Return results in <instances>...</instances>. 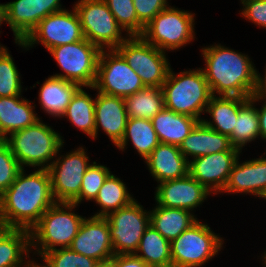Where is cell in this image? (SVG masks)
I'll use <instances>...</instances> for the list:
<instances>
[{
    "label": "cell",
    "instance_id": "cell-1",
    "mask_svg": "<svg viewBox=\"0 0 266 267\" xmlns=\"http://www.w3.org/2000/svg\"><path fill=\"white\" fill-rule=\"evenodd\" d=\"M24 169L0 196V219L10 228L30 231L56 201L48 170L26 174Z\"/></svg>",
    "mask_w": 266,
    "mask_h": 267
},
{
    "label": "cell",
    "instance_id": "cell-2",
    "mask_svg": "<svg viewBox=\"0 0 266 267\" xmlns=\"http://www.w3.org/2000/svg\"><path fill=\"white\" fill-rule=\"evenodd\" d=\"M202 68L212 95L250 98L255 88L256 68L248 55L221 44L201 49Z\"/></svg>",
    "mask_w": 266,
    "mask_h": 267
},
{
    "label": "cell",
    "instance_id": "cell-3",
    "mask_svg": "<svg viewBox=\"0 0 266 267\" xmlns=\"http://www.w3.org/2000/svg\"><path fill=\"white\" fill-rule=\"evenodd\" d=\"M77 205L73 202H55L40 217L30 230L31 251L42 256L45 252L69 248L85 219L75 213ZM74 209V210H73Z\"/></svg>",
    "mask_w": 266,
    "mask_h": 267
},
{
    "label": "cell",
    "instance_id": "cell-4",
    "mask_svg": "<svg viewBox=\"0 0 266 267\" xmlns=\"http://www.w3.org/2000/svg\"><path fill=\"white\" fill-rule=\"evenodd\" d=\"M62 138L51 126L38 120L32 126L13 132L4 141L22 168L48 169L64 147Z\"/></svg>",
    "mask_w": 266,
    "mask_h": 267
},
{
    "label": "cell",
    "instance_id": "cell-5",
    "mask_svg": "<svg viewBox=\"0 0 266 267\" xmlns=\"http://www.w3.org/2000/svg\"><path fill=\"white\" fill-rule=\"evenodd\" d=\"M161 89L165 108L199 121L203 119L201 115L205 114L213 96L202 68L181 71L179 74H175L170 68Z\"/></svg>",
    "mask_w": 266,
    "mask_h": 267
},
{
    "label": "cell",
    "instance_id": "cell-6",
    "mask_svg": "<svg viewBox=\"0 0 266 267\" xmlns=\"http://www.w3.org/2000/svg\"><path fill=\"white\" fill-rule=\"evenodd\" d=\"M194 16L169 5L145 26L141 36L161 51H176L195 39Z\"/></svg>",
    "mask_w": 266,
    "mask_h": 267
},
{
    "label": "cell",
    "instance_id": "cell-7",
    "mask_svg": "<svg viewBox=\"0 0 266 267\" xmlns=\"http://www.w3.org/2000/svg\"><path fill=\"white\" fill-rule=\"evenodd\" d=\"M224 239L202 221L170 242L172 267H202L222 250Z\"/></svg>",
    "mask_w": 266,
    "mask_h": 267
},
{
    "label": "cell",
    "instance_id": "cell-8",
    "mask_svg": "<svg viewBox=\"0 0 266 267\" xmlns=\"http://www.w3.org/2000/svg\"><path fill=\"white\" fill-rule=\"evenodd\" d=\"M63 73L52 76L78 84L80 87H93L101 49L83 39L71 44L56 46L48 50Z\"/></svg>",
    "mask_w": 266,
    "mask_h": 267
},
{
    "label": "cell",
    "instance_id": "cell-9",
    "mask_svg": "<svg viewBox=\"0 0 266 267\" xmlns=\"http://www.w3.org/2000/svg\"><path fill=\"white\" fill-rule=\"evenodd\" d=\"M75 10L80 18L84 38L101 50L116 49L129 36H122L124 30L104 0H78Z\"/></svg>",
    "mask_w": 266,
    "mask_h": 267
},
{
    "label": "cell",
    "instance_id": "cell-10",
    "mask_svg": "<svg viewBox=\"0 0 266 267\" xmlns=\"http://www.w3.org/2000/svg\"><path fill=\"white\" fill-rule=\"evenodd\" d=\"M116 50L139 75L144 86L162 87L171 68L166 52L149 44L142 36H129Z\"/></svg>",
    "mask_w": 266,
    "mask_h": 267
},
{
    "label": "cell",
    "instance_id": "cell-11",
    "mask_svg": "<svg viewBox=\"0 0 266 267\" xmlns=\"http://www.w3.org/2000/svg\"><path fill=\"white\" fill-rule=\"evenodd\" d=\"M139 75L116 49L101 50L93 87L103 94L125 98L144 88Z\"/></svg>",
    "mask_w": 266,
    "mask_h": 267
},
{
    "label": "cell",
    "instance_id": "cell-12",
    "mask_svg": "<svg viewBox=\"0 0 266 267\" xmlns=\"http://www.w3.org/2000/svg\"><path fill=\"white\" fill-rule=\"evenodd\" d=\"M62 10L48 15L30 32L23 41H15L16 45L29 50L41 43L49 50L56 46L71 44L84 39L80 18L75 8Z\"/></svg>",
    "mask_w": 266,
    "mask_h": 267
},
{
    "label": "cell",
    "instance_id": "cell-13",
    "mask_svg": "<svg viewBox=\"0 0 266 267\" xmlns=\"http://www.w3.org/2000/svg\"><path fill=\"white\" fill-rule=\"evenodd\" d=\"M105 218L109 223L114 255L134 254L150 225L149 211L144 210V207L134 200L128 206L109 213Z\"/></svg>",
    "mask_w": 266,
    "mask_h": 267
},
{
    "label": "cell",
    "instance_id": "cell-14",
    "mask_svg": "<svg viewBox=\"0 0 266 267\" xmlns=\"http://www.w3.org/2000/svg\"><path fill=\"white\" fill-rule=\"evenodd\" d=\"M84 147L57 155L47 169L56 202H72L79 194L85 171L91 166Z\"/></svg>",
    "mask_w": 266,
    "mask_h": 267
},
{
    "label": "cell",
    "instance_id": "cell-15",
    "mask_svg": "<svg viewBox=\"0 0 266 267\" xmlns=\"http://www.w3.org/2000/svg\"><path fill=\"white\" fill-rule=\"evenodd\" d=\"M240 153L233 147L229 151L197 157L189 161L188 173L212 194H221Z\"/></svg>",
    "mask_w": 266,
    "mask_h": 267
},
{
    "label": "cell",
    "instance_id": "cell-16",
    "mask_svg": "<svg viewBox=\"0 0 266 267\" xmlns=\"http://www.w3.org/2000/svg\"><path fill=\"white\" fill-rule=\"evenodd\" d=\"M210 194L205 186L188 173L182 178L158 183L154 198L158 206L191 212L202 205Z\"/></svg>",
    "mask_w": 266,
    "mask_h": 267
},
{
    "label": "cell",
    "instance_id": "cell-17",
    "mask_svg": "<svg viewBox=\"0 0 266 267\" xmlns=\"http://www.w3.org/2000/svg\"><path fill=\"white\" fill-rule=\"evenodd\" d=\"M69 248L99 263L108 262L114 256V251L107 219L85 217Z\"/></svg>",
    "mask_w": 266,
    "mask_h": 267
},
{
    "label": "cell",
    "instance_id": "cell-18",
    "mask_svg": "<svg viewBox=\"0 0 266 267\" xmlns=\"http://www.w3.org/2000/svg\"><path fill=\"white\" fill-rule=\"evenodd\" d=\"M259 158L234 163L227 184L221 192L249 194L266 200V151Z\"/></svg>",
    "mask_w": 266,
    "mask_h": 267
},
{
    "label": "cell",
    "instance_id": "cell-19",
    "mask_svg": "<svg viewBox=\"0 0 266 267\" xmlns=\"http://www.w3.org/2000/svg\"><path fill=\"white\" fill-rule=\"evenodd\" d=\"M128 114L124 98L111 96L97 91L95 96V140L99 128L117 146L125 133Z\"/></svg>",
    "mask_w": 266,
    "mask_h": 267
},
{
    "label": "cell",
    "instance_id": "cell-20",
    "mask_svg": "<svg viewBox=\"0 0 266 267\" xmlns=\"http://www.w3.org/2000/svg\"><path fill=\"white\" fill-rule=\"evenodd\" d=\"M144 162L157 183L188 174L189 162L176 145L160 143Z\"/></svg>",
    "mask_w": 266,
    "mask_h": 267
},
{
    "label": "cell",
    "instance_id": "cell-21",
    "mask_svg": "<svg viewBox=\"0 0 266 267\" xmlns=\"http://www.w3.org/2000/svg\"><path fill=\"white\" fill-rule=\"evenodd\" d=\"M233 147L230 137L212 130L199 121L180 144L179 150L189 162L200 156L229 151Z\"/></svg>",
    "mask_w": 266,
    "mask_h": 267
},
{
    "label": "cell",
    "instance_id": "cell-22",
    "mask_svg": "<svg viewBox=\"0 0 266 267\" xmlns=\"http://www.w3.org/2000/svg\"><path fill=\"white\" fill-rule=\"evenodd\" d=\"M32 103L22 96L0 97V134L4 139L41 119Z\"/></svg>",
    "mask_w": 266,
    "mask_h": 267
},
{
    "label": "cell",
    "instance_id": "cell-23",
    "mask_svg": "<svg viewBox=\"0 0 266 267\" xmlns=\"http://www.w3.org/2000/svg\"><path fill=\"white\" fill-rule=\"evenodd\" d=\"M246 97L237 96H212L205 113L211 116L201 121L223 135L230 136L237 122L239 108L248 100Z\"/></svg>",
    "mask_w": 266,
    "mask_h": 267
},
{
    "label": "cell",
    "instance_id": "cell-24",
    "mask_svg": "<svg viewBox=\"0 0 266 267\" xmlns=\"http://www.w3.org/2000/svg\"><path fill=\"white\" fill-rule=\"evenodd\" d=\"M38 102L41 109L52 117L61 118L75 92L80 88L76 83L50 76L41 84Z\"/></svg>",
    "mask_w": 266,
    "mask_h": 267
},
{
    "label": "cell",
    "instance_id": "cell-25",
    "mask_svg": "<svg viewBox=\"0 0 266 267\" xmlns=\"http://www.w3.org/2000/svg\"><path fill=\"white\" fill-rule=\"evenodd\" d=\"M151 122L160 143L180 146L199 120L164 107Z\"/></svg>",
    "mask_w": 266,
    "mask_h": 267
},
{
    "label": "cell",
    "instance_id": "cell-26",
    "mask_svg": "<svg viewBox=\"0 0 266 267\" xmlns=\"http://www.w3.org/2000/svg\"><path fill=\"white\" fill-rule=\"evenodd\" d=\"M30 253V231L10 228L0 238V267H34Z\"/></svg>",
    "mask_w": 266,
    "mask_h": 267
},
{
    "label": "cell",
    "instance_id": "cell-27",
    "mask_svg": "<svg viewBox=\"0 0 266 267\" xmlns=\"http://www.w3.org/2000/svg\"><path fill=\"white\" fill-rule=\"evenodd\" d=\"M149 216L150 225L170 242L198 221L193 212L158 205L149 210Z\"/></svg>",
    "mask_w": 266,
    "mask_h": 267
},
{
    "label": "cell",
    "instance_id": "cell-28",
    "mask_svg": "<svg viewBox=\"0 0 266 267\" xmlns=\"http://www.w3.org/2000/svg\"><path fill=\"white\" fill-rule=\"evenodd\" d=\"M2 7L4 22L13 31L15 41H23L38 25L37 0H15Z\"/></svg>",
    "mask_w": 266,
    "mask_h": 267
},
{
    "label": "cell",
    "instance_id": "cell-29",
    "mask_svg": "<svg viewBox=\"0 0 266 267\" xmlns=\"http://www.w3.org/2000/svg\"><path fill=\"white\" fill-rule=\"evenodd\" d=\"M129 141L143 160L160 144L151 120L142 118H128L124 136L116 147L124 151Z\"/></svg>",
    "mask_w": 266,
    "mask_h": 267
},
{
    "label": "cell",
    "instance_id": "cell-30",
    "mask_svg": "<svg viewBox=\"0 0 266 267\" xmlns=\"http://www.w3.org/2000/svg\"><path fill=\"white\" fill-rule=\"evenodd\" d=\"M83 88L80 87L75 92L61 118H68L75 128L95 139V98Z\"/></svg>",
    "mask_w": 266,
    "mask_h": 267
},
{
    "label": "cell",
    "instance_id": "cell-31",
    "mask_svg": "<svg viewBox=\"0 0 266 267\" xmlns=\"http://www.w3.org/2000/svg\"><path fill=\"white\" fill-rule=\"evenodd\" d=\"M134 255L150 267H172L170 241L151 225L145 230Z\"/></svg>",
    "mask_w": 266,
    "mask_h": 267
},
{
    "label": "cell",
    "instance_id": "cell-32",
    "mask_svg": "<svg viewBox=\"0 0 266 267\" xmlns=\"http://www.w3.org/2000/svg\"><path fill=\"white\" fill-rule=\"evenodd\" d=\"M127 189L123 180L110 173L93 200L101 209L92 216L106 217L109 213L131 204L135 198Z\"/></svg>",
    "mask_w": 266,
    "mask_h": 267
},
{
    "label": "cell",
    "instance_id": "cell-33",
    "mask_svg": "<svg viewBox=\"0 0 266 267\" xmlns=\"http://www.w3.org/2000/svg\"><path fill=\"white\" fill-rule=\"evenodd\" d=\"M124 101L128 118L151 120L165 107L162 89L158 87L145 86Z\"/></svg>",
    "mask_w": 266,
    "mask_h": 267
},
{
    "label": "cell",
    "instance_id": "cell-34",
    "mask_svg": "<svg viewBox=\"0 0 266 267\" xmlns=\"http://www.w3.org/2000/svg\"><path fill=\"white\" fill-rule=\"evenodd\" d=\"M256 102L250 98L239 108L237 122L232 134L229 136L234 147L241 152L242 149L256 138L260 137L258 109Z\"/></svg>",
    "mask_w": 266,
    "mask_h": 267
},
{
    "label": "cell",
    "instance_id": "cell-35",
    "mask_svg": "<svg viewBox=\"0 0 266 267\" xmlns=\"http://www.w3.org/2000/svg\"><path fill=\"white\" fill-rule=\"evenodd\" d=\"M119 26L128 36H141L144 26L139 22L133 0H104Z\"/></svg>",
    "mask_w": 266,
    "mask_h": 267
},
{
    "label": "cell",
    "instance_id": "cell-36",
    "mask_svg": "<svg viewBox=\"0 0 266 267\" xmlns=\"http://www.w3.org/2000/svg\"><path fill=\"white\" fill-rule=\"evenodd\" d=\"M41 258L43 265L35 263L36 267H96L99 263L95 259L79 254L70 248L50 250L45 252Z\"/></svg>",
    "mask_w": 266,
    "mask_h": 267
},
{
    "label": "cell",
    "instance_id": "cell-37",
    "mask_svg": "<svg viewBox=\"0 0 266 267\" xmlns=\"http://www.w3.org/2000/svg\"><path fill=\"white\" fill-rule=\"evenodd\" d=\"M20 73L6 49L0 56V97L22 96Z\"/></svg>",
    "mask_w": 266,
    "mask_h": 267
},
{
    "label": "cell",
    "instance_id": "cell-38",
    "mask_svg": "<svg viewBox=\"0 0 266 267\" xmlns=\"http://www.w3.org/2000/svg\"><path fill=\"white\" fill-rule=\"evenodd\" d=\"M110 173V169L105 165L98 164L96 161L92 162L91 166L85 171L80 194L72 202L79 206L83 200H94Z\"/></svg>",
    "mask_w": 266,
    "mask_h": 267
},
{
    "label": "cell",
    "instance_id": "cell-39",
    "mask_svg": "<svg viewBox=\"0 0 266 267\" xmlns=\"http://www.w3.org/2000/svg\"><path fill=\"white\" fill-rule=\"evenodd\" d=\"M22 169L8 144L5 141L2 142L0 144V196L15 181Z\"/></svg>",
    "mask_w": 266,
    "mask_h": 267
},
{
    "label": "cell",
    "instance_id": "cell-40",
    "mask_svg": "<svg viewBox=\"0 0 266 267\" xmlns=\"http://www.w3.org/2000/svg\"><path fill=\"white\" fill-rule=\"evenodd\" d=\"M139 22L145 27L159 12L169 6L167 0H133Z\"/></svg>",
    "mask_w": 266,
    "mask_h": 267
},
{
    "label": "cell",
    "instance_id": "cell-41",
    "mask_svg": "<svg viewBox=\"0 0 266 267\" xmlns=\"http://www.w3.org/2000/svg\"><path fill=\"white\" fill-rule=\"evenodd\" d=\"M243 8L240 12L243 18L254 25L266 29V0H240Z\"/></svg>",
    "mask_w": 266,
    "mask_h": 267
},
{
    "label": "cell",
    "instance_id": "cell-42",
    "mask_svg": "<svg viewBox=\"0 0 266 267\" xmlns=\"http://www.w3.org/2000/svg\"><path fill=\"white\" fill-rule=\"evenodd\" d=\"M109 262L110 267H150L134 254L114 255Z\"/></svg>",
    "mask_w": 266,
    "mask_h": 267
},
{
    "label": "cell",
    "instance_id": "cell-43",
    "mask_svg": "<svg viewBox=\"0 0 266 267\" xmlns=\"http://www.w3.org/2000/svg\"><path fill=\"white\" fill-rule=\"evenodd\" d=\"M60 0H37L38 3V24L48 15L65 10Z\"/></svg>",
    "mask_w": 266,
    "mask_h": 267
},
{
    "label": "cell",
    "instance_id": "cell-44",
    "mask_svg": "<svg viewBox=\"0 0 266 267\" xmlns=\"http://www.w3.org/2000/svg\"><path fill=\"white\" fill-rule=\"evenodd\" d=\"M250 99L266 101V67L264 76H261L259 71L256 69L255 88Z\"/></svg>",
    "mask_w": 266,
    "mask_h": 267
},
{
    "label": "cell",
    "instance_id": "cell-45",
    "mask_svg": "<svg viewBox=\"0 0 266 267\" xmlns=\"http://www.w3.org/2000/svg\"><path fill=\"white\" fill-rule=\"evenodd\" d=\"M253 102H262L263 104L258 109V118H259V132H260V139L266 141V101L259 100V99H251Z\"/></svg>",
    "mask_w": 266,
    "mask_h": 267
},
{
    "label": "cell",
    "instance_id": "cell-46",
    "mask_svg": "<svg viewBox=\"0 0 266 267\" xmlns=\"http://www.w3.org/2000/svg\"><path fill=\"white\" fill-rule=\"evenodd\" d=\"M10 229V227L0 219V238Z\"/></svg>",
    "mask_w": 266,
    "mask_h": 267
},
{
    "label": "cell",
    "instance_id": "cell-47",
    "mask_svg": "<svg viewBox=\"0 0 266 267\" xmlns=\"http://www.w3.org/2000/svg\"><path fill=\"white\" fill-rule=\"evenodd\" d=\"M4 22V17H3V7H2V3L0 4V27Z\"/></svg>",
    "mask_w": 266,
    "mask_h": 267
},
{
    "label": "cell",
    "instance_id": "cell-48",
    "mask_svg": "<svg viewBox=\"0 0 266 267\" xmlns=\"http://www.w3.org/2000/svg\"><path fill=\"white\" fill-rule=\"evenodd\" d=\"M96 267H110V262L98 263Z\"/></svg>",
    "mask_w": 266,
    "mask_h": 267
},
{
    "label": "cell",
    "instance_id": "cell-49",
    "mask_svg": "<svg viewBox=\"0 0 266 267\" xmlns=\"http://www.w3.org/2000/svg\"><path fill=\"white\" fill-rule=\"evenodd\" d=\"M266 250V249H265ZM263 255V256H262ZM261 256L262 257H260L261 259H262V261H263V265L266 267V251H264V253L263 254H261Z\"/></svg>",
    "mask_w": 266,
    "mask_h": 267
},
{
    "label": "cell",
    "instance_id": "cell-50",
    "mask_svg": "<svg viewBox=\"0 0 266 267\" xmlns=\"http://www.w3.org/2000/svg\"><path fill=\"white\" fill-rule=\"evenodd\" d=\"M6 49H7L6 46H3L2 44H0V56Z\"/></svg>",
    "mask_w": 266,
    "mask_h": 267
},
{
    "label": "cell",
    "instance_id": "cell-51",
    "mask_svg": "<svg viewBox=\"0 0 266 267\" xmlns=\"http://www.w3.org/2000/svg\"><path fill=\"white\" fill-rule=\"evenodd\" d=\"M4 138L2 137V135L0 134V144L2 143V142H4Z\"/></svg>",
    "mask_w": 266,
    "mask_h": 267
}]
</instances>
